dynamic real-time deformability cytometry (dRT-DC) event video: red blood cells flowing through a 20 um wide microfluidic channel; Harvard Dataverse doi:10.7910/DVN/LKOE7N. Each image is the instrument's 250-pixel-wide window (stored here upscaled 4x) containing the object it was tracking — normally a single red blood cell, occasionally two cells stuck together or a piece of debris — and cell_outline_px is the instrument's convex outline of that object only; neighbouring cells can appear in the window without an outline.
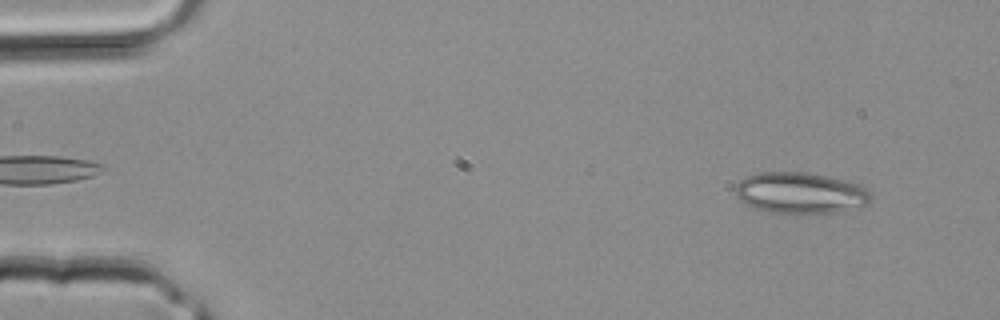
{"species": "common noctule bat (a hibernating species)", "species_latin": "Nyctalus noctula", "temperature_condition": "room temperature", "stored_images_in_passage": 5, "camera_frame_rate_fps": 3000, "um_per_image_px": 0.085, "animal": {"sex": "male", "body_mass_g": 20.4}, "frame": {"image": 1, "passage_image": 2, "time_ms": 0.333, "image_size_px": [1000, 320], "cell_outline_px": [[872, 200], [868, 204], [836, 212], [768, 212], [756, 208], [740, 200], [736, 196], [736, 184], [744, 176], [760, 172], [804, 172], [824, 176], [856, 184], [868, 188], [872, 196]], "centroid_in_image_um": [68.01, 16.38], "position_along_channel_um": 17.0, "area_um2": 31.96}}